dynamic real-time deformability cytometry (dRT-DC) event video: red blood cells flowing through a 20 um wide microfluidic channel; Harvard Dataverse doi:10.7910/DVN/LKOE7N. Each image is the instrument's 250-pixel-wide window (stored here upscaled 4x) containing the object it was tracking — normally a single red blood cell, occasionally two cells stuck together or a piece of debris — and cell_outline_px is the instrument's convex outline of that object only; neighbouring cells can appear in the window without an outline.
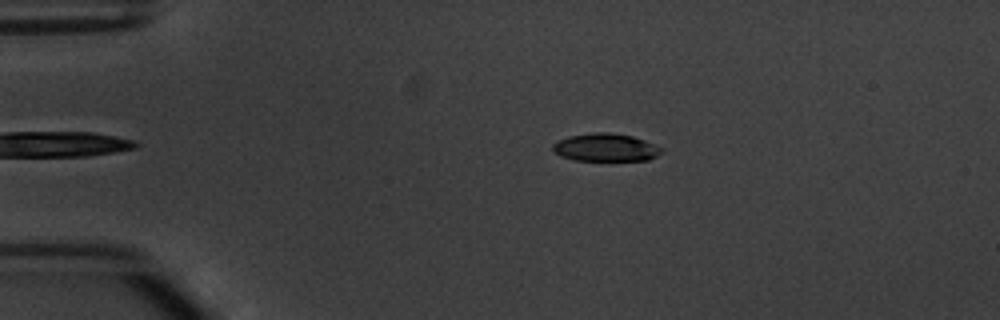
{"species": "common noctule bat (a hibernating species)", "species_latin": "Nyctalus noctula", "temperature_condition": "warm", "stored_images_in_passage": 3, "camera_frame_rate_fps": 3000, "um_per_image_px": 0.085, "animal": {"sex": "male", "body_mass_g": 20.1, "forearm_length_mm": 53.5}, "frame": {"image": 1, "passage_image": 1, "time_ms": 0.0, "image_size_px": [1000, 320], "cell_outline_px": [[664, 152], [648, 160], [576, 160], [560, 156], [552, 148], [552, 144], [556, 140], [568, 136], [596, 132], [608, 132], [632, 136], [644, 140], [664, 148]], "centroid_in_image_um": [51.49, 12.53], "position_along_channel_um": 33.5, "area_um2": 17.69}}
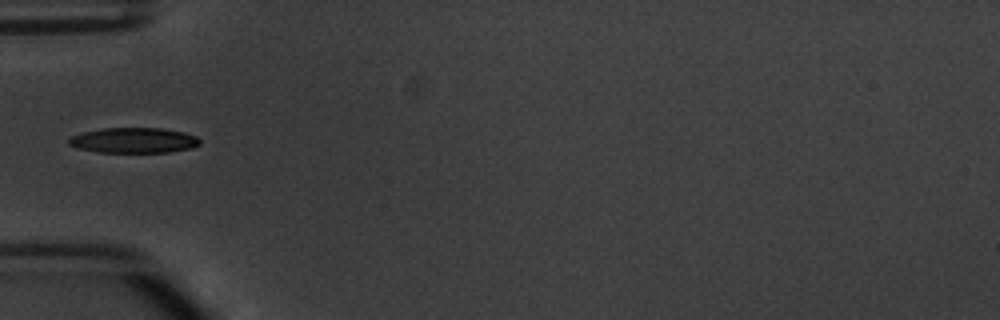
{"frame": {"image": 2, "passage_image": 3, "time_ms": 2.333, "image_size_px": [1000, 320], "cell_outline_px": [[200, 144], [192, 148], [168, 152], [100, 152], [80, 148], [68, 144], [68, 140], [72, 136], [84, 132], [100, 128], [164, 128], [184, 132], [196, 136], [200, 140]], "centroid_in_image_um": [11.41, 11.92], "position_along_channel_um": 73.6, "area_um2": 19.25}}